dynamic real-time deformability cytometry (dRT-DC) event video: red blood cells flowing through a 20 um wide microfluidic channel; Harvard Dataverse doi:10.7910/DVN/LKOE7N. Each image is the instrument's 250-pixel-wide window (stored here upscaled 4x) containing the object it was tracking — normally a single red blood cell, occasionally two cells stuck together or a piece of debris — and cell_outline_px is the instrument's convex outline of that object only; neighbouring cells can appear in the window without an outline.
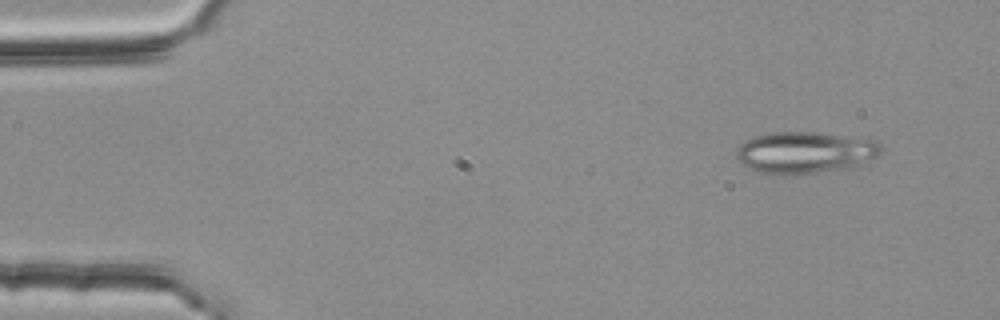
{"species": "common noctule bat (a hibernating species)", "species_latin": "Nyctalus noctula", "temperature_condition": "room temperature", "stored_images_in_passage": 4, "camera_frame_rate_fps": 3000, "um_per_image_px": 0.085, "animal": {"sex": "female", "body_mass_g": 25.1}, "frame": {"image": 1, "passage_image": 2, "time_ms": 0.333, "image_size_px": [1000, 320], "cell_outline_px": [[880, 152], [876, 156], [856, 164], [840, 168], [816, 172], [756, 172], [748, 168], [736, 156], [736, 152], [740, 144], [744, 140], [752, 136], [772, 132], [820, 132], [876, 140], [880, 144]], "centroid_in_image_um": [68.37, 12.9], "position_along_channel_um": 16.6, "area_um2": 34.04}}